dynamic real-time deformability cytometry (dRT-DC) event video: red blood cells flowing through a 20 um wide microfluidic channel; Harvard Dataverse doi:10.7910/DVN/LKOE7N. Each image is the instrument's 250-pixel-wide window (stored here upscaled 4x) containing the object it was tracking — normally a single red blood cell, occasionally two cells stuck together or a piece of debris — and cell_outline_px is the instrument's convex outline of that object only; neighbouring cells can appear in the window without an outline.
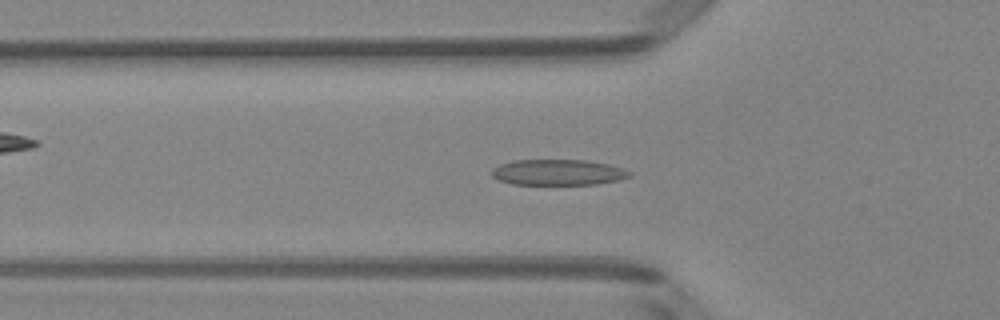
{"species": "Egyptian fruit bat (a non-hibernating species)", "species_latin": "Rousettus aegyptiacus", "temperature_condition": "room temperature", "stored_images_in_passage": 49, "camera_frame_rate_fps": 3000, "um_per_image_px": 0.085, "animal": {"sex": "female"}, "frame": {"image": 1, "passage_image": 16, "time_ms": 5.0, "image_size_px": [1000, 320], "cell_outline_px": [[632, 176], [620, 180], [596, 184], [512, 184], [500, 180], [492, 176], [492, 168], [500, 164], [512, 160], [584, 160], [608, 164], [632, 172]], "centroid_in_image_um": [47.44, 14.64], "position_along_channel_um": 78.4, "area_um2": 20.63}}
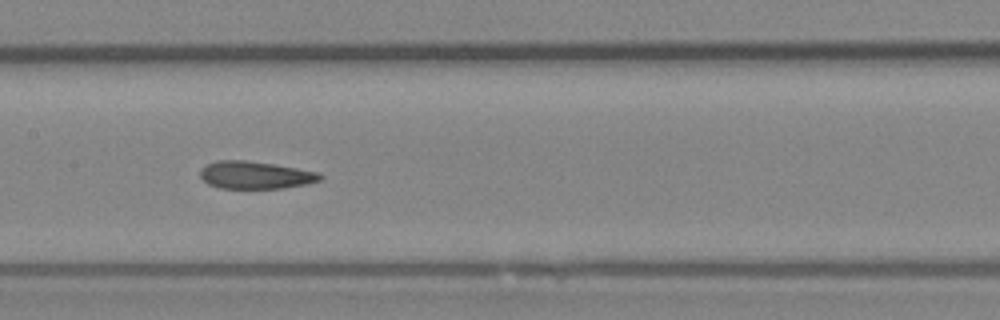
{"frame": {"image": 2, "passage_image": 24, "time_ms": 7.667, "image_size_px": [1000, 320], "cell_outline_px": [[324, 176], [320, 180], [304, 184], [284, 188], [220, 188], [208, 184], [200, 176], [200, 168], [216, 160], [244, 160], [272, 164], [320, 172]], "centroid_in_image_um": [21.69, 14.88], "position_along_channel_um": 185.7, "area_um2": 19.13}}
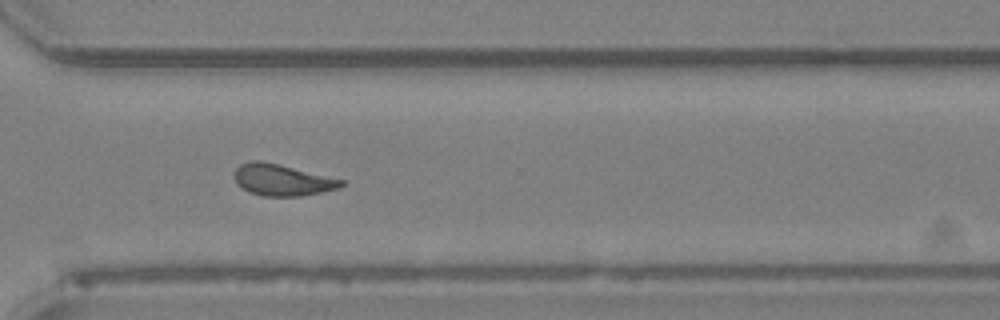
{"frame": {"image": 3, "passage_image": 36, "time_ms": 11.667, "image_size_px": [1000, 320], "cell_outline_px": [[344, 184], [340, 188], [300, 196], [264, 196], [248, 192], [236, 184], [232, 176], [236, 168], [240, 164], [252, 160], [260, 160], [344, 180]], "centroid_in_image_um": [23.92, 15.3], "position_along_channel_um": 346.7, "area_um2": 19.54}, "authors_computed_cell_mechanics": {"area_um2": 20.0566, "velocity_mm_per_s": 4.0348, "shape_relaxation_time_tau1_ms": 6.9215, "shape_relaxation_time_tau2_ms": 2.2453, "deformation_change_tau1": 0.1825, "deformation_change_tau2": 0.1001}}